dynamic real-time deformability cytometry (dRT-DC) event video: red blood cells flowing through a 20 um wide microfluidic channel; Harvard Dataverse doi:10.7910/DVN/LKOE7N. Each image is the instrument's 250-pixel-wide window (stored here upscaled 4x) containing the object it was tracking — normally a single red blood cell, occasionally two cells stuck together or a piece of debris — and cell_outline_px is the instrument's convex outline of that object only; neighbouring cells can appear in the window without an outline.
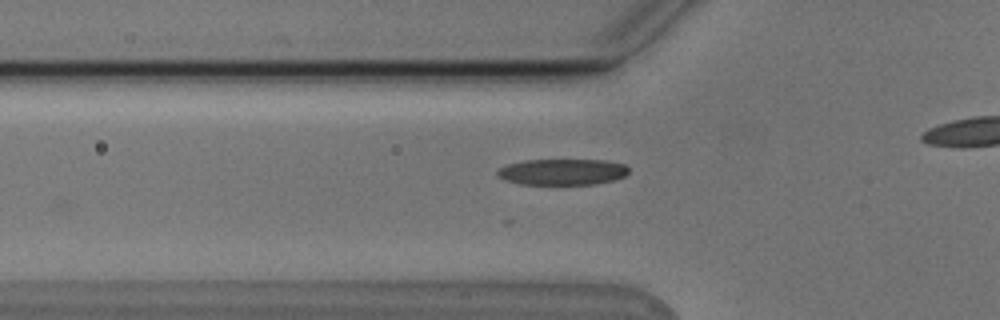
{"species": "Egyptian fruit bat (a non-hibernating species)", "species_latin": "Rousettus aegyptiacus", "temperature_condition": "cold", "stored_images_in_passage": 28, "camera_frame_rate_fps": 3000, "um_per_image_px": 0.085, "animal": {"sex": "male"}, "frame": {"image": 1, "passage_image": 5, "time_ms": 1.333, "image_size_px": [1000, 320], "cell_outline_px": [[628, 172], [624, 176], [612, 180], [596, 184], [520, 184], [504, 180], [496, 172], [500, 168], [508, 164], [524, 160], [608, 160], [624, 164], [628, 168]], "centroid_in_image_um": [47.81, 14.6], "position_along_channel_um": 78.0, "area_um2": 19.88}}
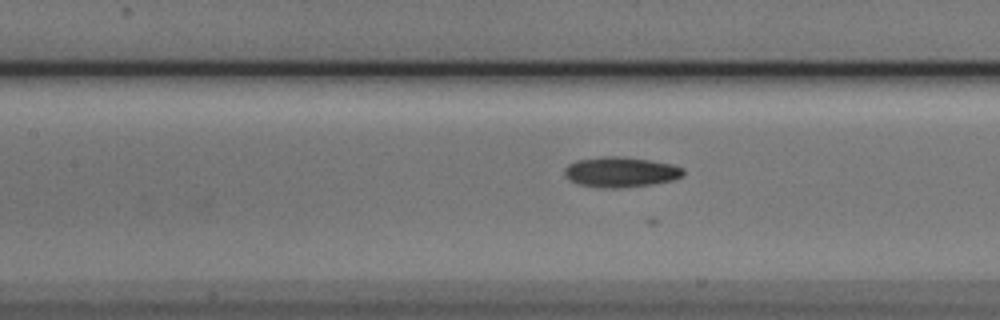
{"frame": {"image": 2, "passage_image": 11, "time_ms": 3.333, "image_size_px": [1000, 320], "cell_outline_px": [[684, 176], [672, 180], [652, 184], [620, 188], [604, 188], [576, 184], [568, 180], [564, 176], [564, 168], [568, 164], [576, 160], [600, 156], [624, 156], [652, 160], [672, 164], [684, 168]], "centroid_in_image_um": [52.73, 14.61], "position_along_channel_um": 154.7, "area_um2": 21.39}}
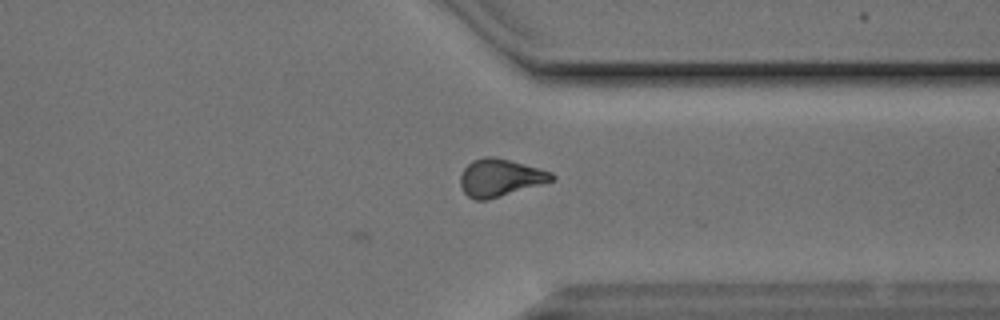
{"frame": {"image": 3, "passage_image": 28, "time_ms": 9.0, "image_size_px": [1000, 320], "cell_outline_px": [[556, 176], [552, 180], [484, 200], [476, 200], [468, 196], [464, 192], [460, 184], [460, 176], [464, 168], [472, 160], [484, 156], [492, 156], [540, 168], [552, 172]], "centroid_in_image_um": [42.46, 15.07], "position_along_channel_um": 368.9, "area_um2": 19.42}}